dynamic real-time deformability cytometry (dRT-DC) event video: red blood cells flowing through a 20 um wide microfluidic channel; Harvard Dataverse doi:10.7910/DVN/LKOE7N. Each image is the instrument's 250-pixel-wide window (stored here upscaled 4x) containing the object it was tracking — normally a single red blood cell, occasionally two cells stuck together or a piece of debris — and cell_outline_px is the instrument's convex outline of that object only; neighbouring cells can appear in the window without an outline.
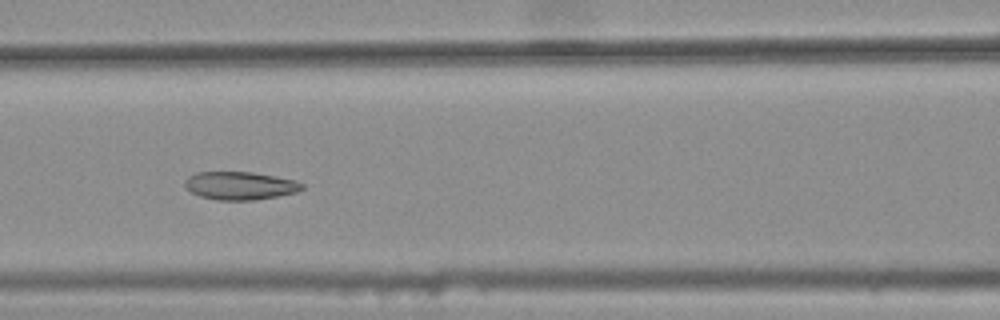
{"species": "common noctule bat (a hibernating species)", "species_latin": "Nyctalus noctula", "temperature_condition": "warm", "stored_images_in_passage": 8, "camera_frame_rate_fps": 3000, "um_per_image_px": 0.085, "animal": {"sex": "female", "body_mass_g": 25.1}, "frame": {"image": 1, "passage_image": 7, "time_ms": 2.0, "image_size_px": [1000, 320], "cell_outline_px": [[304, 188], [296, 192], [256, 200], [216, 200], [200, 196], [192, 192], [184, 184], [184, 180], [188, 176], [196, 172], [252, 172], [276, 176], [296, 180], [304, 184]], "centroid_in_image_um": [20.41, 15.77], "position_along_channel_um": 146.2, "area_um2": 19.19}}
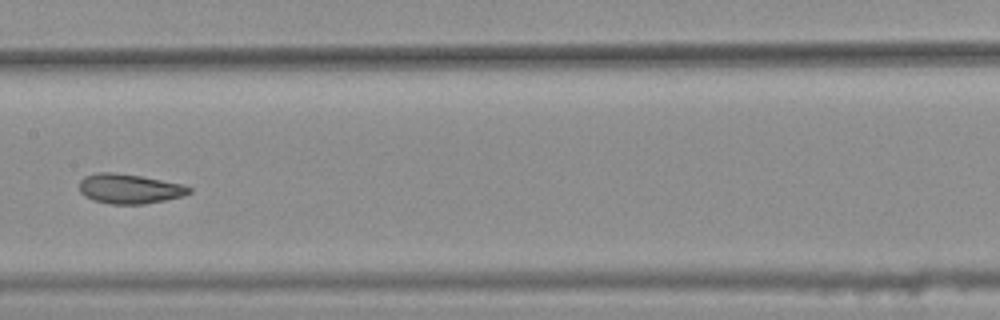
{"frame": {"image": 2, "passage_image": 8, "time_ms": 2.333, "image_size_px": [1000, 320], "cell_outline_px": [[192, 192], [184, 196], [144, 204], [112, 204], [92, 200], [84, 196], [80, 192], [80, 180], [84, 176], [96, 172], [112, 172], [140, 176], [180, 184], [192, 188]], "centroid_in_image_um": [10.97, 16.05], "position_along_channel_um": 196.4, "area_um2": 18.96}}